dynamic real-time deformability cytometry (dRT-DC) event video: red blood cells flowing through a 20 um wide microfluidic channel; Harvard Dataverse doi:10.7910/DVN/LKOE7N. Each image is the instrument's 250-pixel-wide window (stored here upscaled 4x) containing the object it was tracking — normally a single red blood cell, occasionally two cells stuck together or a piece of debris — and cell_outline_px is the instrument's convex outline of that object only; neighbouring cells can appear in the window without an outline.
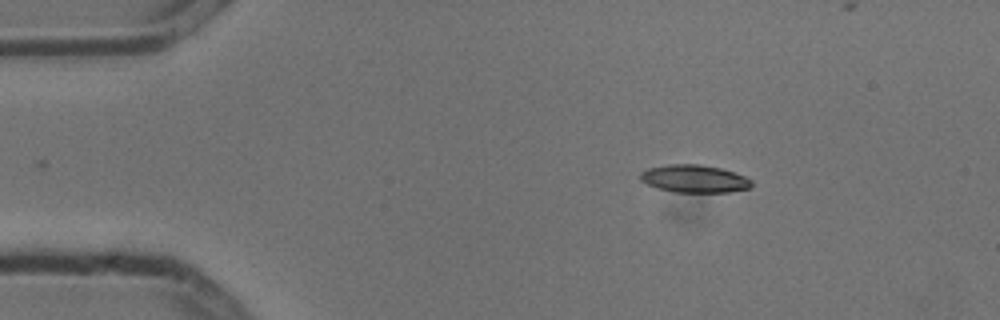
{"species": "common noctule bat (a hibernating species)", "species_latin": "Nyctalus noctula", "temperature_condition": "cold", "stored_images_in_passage": 3, "camera_frame_rate_fps": 3000, "um_per_image_px": 0.085, "animal": {"sex": "male", "body_mass_g": 13.3}, "frame": {"image": 1, "passage_image": 1, "time_ms": 0.0, "image_size_px": [1000, 320], "cell_outline_px": [[752, 188], [728, 192], [672, 192], [656, 188], [640, 180], [640, 172], [648, 168], [668, 164], [700, 164], [720, 168], [744, 176], [752, 180]], "centroid_in_image_um": [59.01, 15.2], "position_along_channel_um": 26.0, "area_um2": 18.03}}